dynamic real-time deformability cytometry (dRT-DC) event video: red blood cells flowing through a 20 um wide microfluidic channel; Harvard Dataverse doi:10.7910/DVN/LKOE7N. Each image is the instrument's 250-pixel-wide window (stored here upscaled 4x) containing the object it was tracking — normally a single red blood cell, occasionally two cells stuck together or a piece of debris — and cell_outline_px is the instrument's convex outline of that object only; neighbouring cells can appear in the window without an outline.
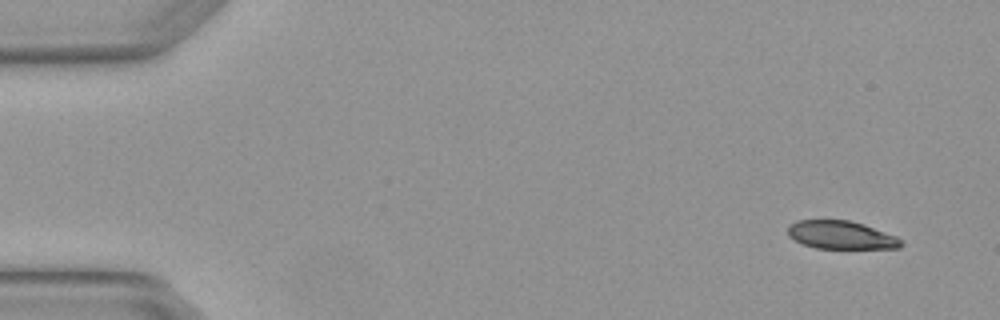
{"species": "Egyptian fruit bat (a non-hibernating species)", "species_latin": "Rousettus aegyptiacus", "temperature_condition": "warm", "stored_images_in_passage": 3, "camera_frame_rate_fps": 3000, "um_per_image_px": 0.085, "animal": {"sex": "female"}, "frame": {"image": 1, "passage_image": 1, "time_ms": 0.0, "image_size_px": [1000, 320], "cell_outline_px": [[904, 244], [900, 248], [816, 248], [804, 244], [788, 236], [788, 228], [796, 220], [848, 220], [864, 224], [896, 236]], "centroid_in_image_um": [71.5, 19.97], "position_along_channel_um": 13.5, "area_um2": 18.38}}